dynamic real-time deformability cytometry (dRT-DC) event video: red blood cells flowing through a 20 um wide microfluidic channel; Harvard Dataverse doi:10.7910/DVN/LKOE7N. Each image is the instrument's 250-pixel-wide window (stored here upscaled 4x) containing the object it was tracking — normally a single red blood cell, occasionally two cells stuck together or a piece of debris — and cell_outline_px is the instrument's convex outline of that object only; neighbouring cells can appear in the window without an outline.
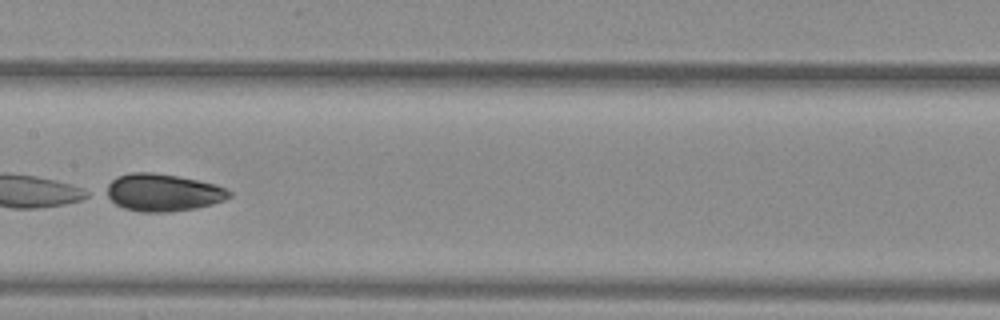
{"species": "common noctule bat (a hibernating species)", "species_latin": "Nyctalus noctula", "temperature_condition": "warm", "stored_images_in_passage": 14, "camera_frame_rate_fps": 3000, "um_per_image_px": 0.085, "animal": {"sex": "female", "body_mass_g": 29.2, "forearm_length_mm": 56.3}, "frame": {"image": 1, "passage_image": 12, "time_ms": 3.667, "image_size_px": [1000, 320], "cell_outline_px": [[232, 196], [224, 200], [212, 204], [196, 208], [168, 212], [140, 212], [124, 208], [116, 204], [104, 196], [100, 192], [116, 176], [132, 172], [152, 172], [200, 180], [216, 184], [232, 192]], "centroid_in_image_um": [13.79, 16.36], "position_along_channel_um": 193.6, "area_um2": 27.22}}